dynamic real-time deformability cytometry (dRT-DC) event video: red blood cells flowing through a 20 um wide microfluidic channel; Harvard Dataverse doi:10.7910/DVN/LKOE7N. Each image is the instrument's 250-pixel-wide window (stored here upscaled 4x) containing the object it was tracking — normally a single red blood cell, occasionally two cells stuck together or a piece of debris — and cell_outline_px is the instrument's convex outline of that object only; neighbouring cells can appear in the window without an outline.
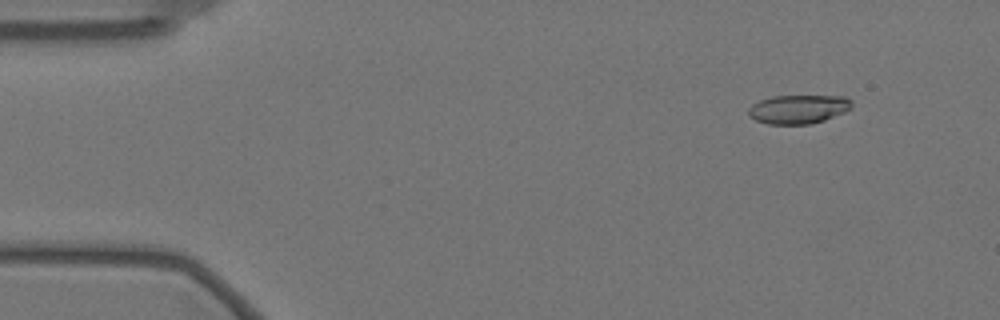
{"species": "Egyptian fruit bat (a non-hibernating species)", "species_latin": "Rousettus aegyptiacus", "temperature_condition": "warm", "stored_images_in_passage": 17, "camera_frame_rate_fps": 3000, "um_per_image_px": 0.085, "animal": {"sex": "female"}, "frame": {"image": 1, "passage_image": 6, "time_ms": 1.667, "image_size_px": [1000, 320], "cell_outline_px": [[852, 108], [844, 112], [824, 120], [812, 124], [768, 124], [756, 120], [748, 116], [748, 108], [752, 104], [760, 100], [772, 96], [844, 96], [852, 100]], "centroid_in_image_um": [67.86, 9.28], "position_along_channel_um": 17.1, "area_um2": 17.46}}